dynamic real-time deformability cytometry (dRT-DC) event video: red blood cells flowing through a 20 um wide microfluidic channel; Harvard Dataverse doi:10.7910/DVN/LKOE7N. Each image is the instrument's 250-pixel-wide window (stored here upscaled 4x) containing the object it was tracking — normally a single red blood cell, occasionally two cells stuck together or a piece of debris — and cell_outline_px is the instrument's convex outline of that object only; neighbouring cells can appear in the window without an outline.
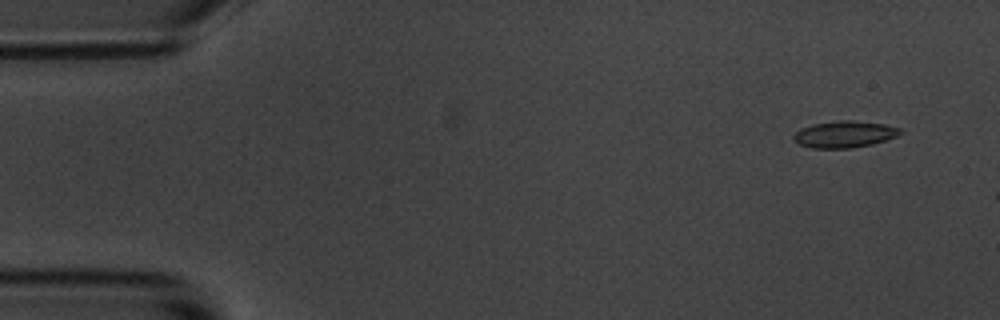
{"species": "common noctule bat (a hibernating species)", "species_latin": "Nyctalus noctula", "temperature_condition": "room temperature", "stored_images_in_passage": 3, "camera_frame_rate_fps": 3000, "um_per_image_px": 0.085, "animal": {"sex": "male", "body_mass_g": 20.1, "forearm_length_mm": 53.5}, "frame": {"image": 1, "passage_image": 1, "time_ms": 0.0, "image_size_px": [1000, 320], "cell_outline_px": [[904, 132], [896, 136], [872, 144], [852, 148], [812, 148], [800, 144], [792, 140], [792, 136], [800, 128], [812, 124], [840, 120], [848, 120], [884, 124], [900, 128]], "centroid_in_image_um": [71.75, 11.41], "position_along_channel_um": 13.2, "area_um2": 16.53}}